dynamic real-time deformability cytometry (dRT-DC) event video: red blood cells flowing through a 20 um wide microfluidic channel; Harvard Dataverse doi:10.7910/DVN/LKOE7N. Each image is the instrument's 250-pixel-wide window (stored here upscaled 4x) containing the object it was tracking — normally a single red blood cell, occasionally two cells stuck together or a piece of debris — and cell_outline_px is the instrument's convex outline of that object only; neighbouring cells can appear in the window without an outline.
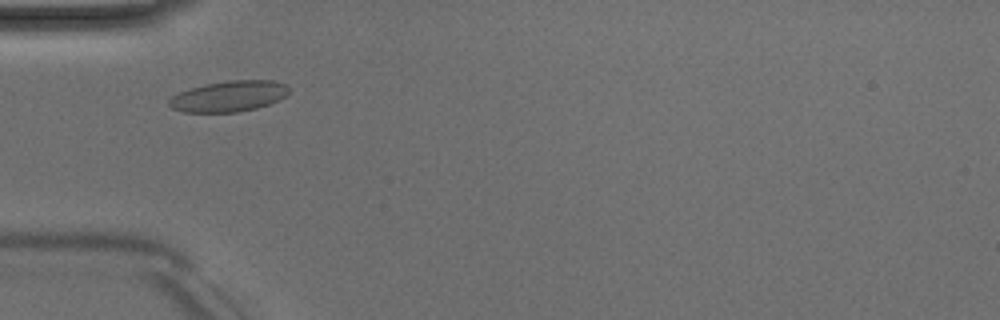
{"species": "Egyptian fruit bat (a non-hibernating species)", "species_latin": "Rousettus aegyptiacus", "temperature_condition": "room temperature", "stored_images_in_passage": 3, "camera_frame_rate_fps": 3000, "um_per_image_px": 0.085, "animal": {"sex": "male"}, "frame": {"image": 1, "passage_image": 2, "time_ms": 1.0, "image_size_px": [1000, 320], "cell_outline_px": [[288, 92], [284, 96], [268, 104], [256, 108], [236, 112], [184, 112], [172, 108], [168, 104], [168, 100], [172, 96], [180, 92], [204, 84], [232, 80], [272, 80], [284, 84], [288, 88]], "centroid_in_image_um": [19.42, 8.18], "position_along_channel_um": 65.6, "area_um2": 21.21}}